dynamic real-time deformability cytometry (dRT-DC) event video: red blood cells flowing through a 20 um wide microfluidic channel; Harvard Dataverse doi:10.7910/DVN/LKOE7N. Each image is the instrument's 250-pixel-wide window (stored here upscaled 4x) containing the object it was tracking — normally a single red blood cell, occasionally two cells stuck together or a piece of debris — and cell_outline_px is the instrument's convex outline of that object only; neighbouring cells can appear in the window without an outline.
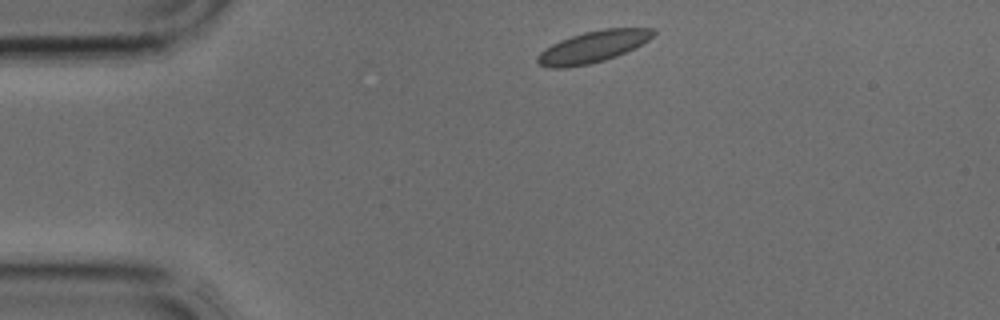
{"species": "common noctule bat (a hibernating species)", "species_latin": "Nyctalus noctula", "temperature_condition": "cold", "stored_images_in_passage": 33, "camera_frame_rate_fps": 3000, "um_per_image_px": 0.085, "animal": {"sex": "male", "body_mass_g": 17.9, "forearm_length_mm": 54.2}, "frame": {"image": 1, "passage_image": 1, "time_ms": 0.0, "image_size_px": [1000, 320], "cell_outline_px": [[656, 32], [648, 40], [616, 56], [604, 60], [588, 64], [564, 68], [548, 68], [540, 64], [536, 60], [536, 56], [544, 48], [560, 40], [584, 32], [604, 28], [656, 28]], "centroid_in_image_um": [50.36, 3.97], "position_along_channel_um": 34.6, "area_um2": 21.1}}
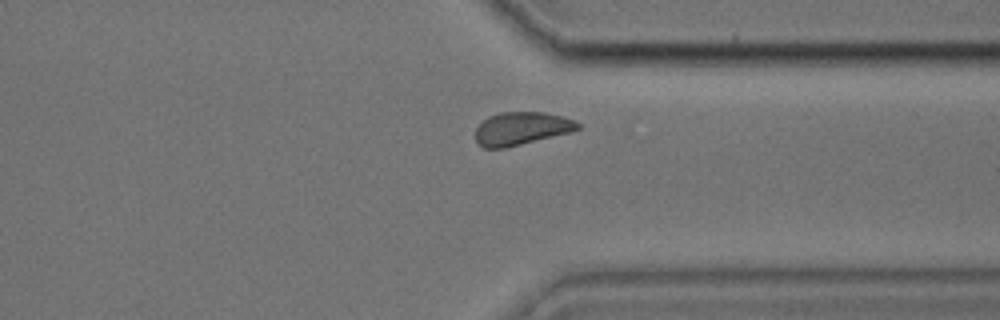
{"frame": {"image": 2, "passage_image": 24, "time_ms": 7.667, "image_size_px": [1000, 320], "cell_outline_px": [[580, 128], [572, 132], [504, 148], [484, 148], [476, 140], [476, 128], [488, 116], [500, 112], [544, 112], [564, 116], [576, 120], [580, 124]], "centroid_in_image_um": [44.36, 10.91], "position_along_channel_um": 367.0, "area_um2": 19.71}}
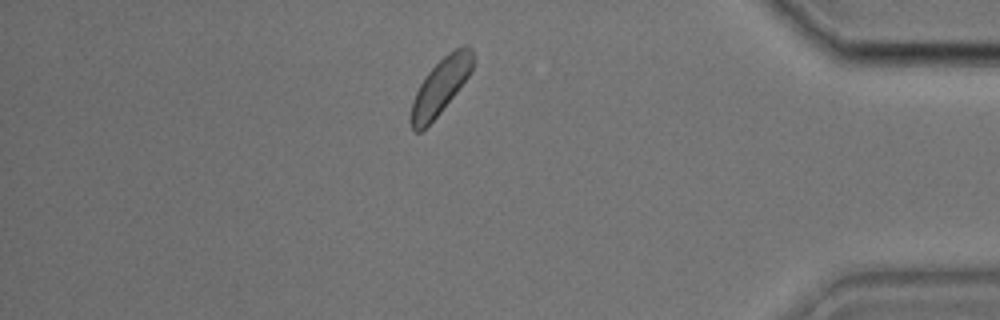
{"frame": {"image": 3, "passage_image": 28, "time_ms": 9.0, "image_size_px": [1000, 320], "cell_outline_px": [[476, 60], [468, 76], [456, 92], [440, 112], [420, 132], [416, 132], [412, 128], [408, 120], [412, 100], [420, 84], [428, 72], [448, 52], [464, 44], [468, 44], [472, 48]], "centroid_in_image_um": [37.44, 7.31], "position_along_channel_um": 397.8, "area_um2": 20.11}}